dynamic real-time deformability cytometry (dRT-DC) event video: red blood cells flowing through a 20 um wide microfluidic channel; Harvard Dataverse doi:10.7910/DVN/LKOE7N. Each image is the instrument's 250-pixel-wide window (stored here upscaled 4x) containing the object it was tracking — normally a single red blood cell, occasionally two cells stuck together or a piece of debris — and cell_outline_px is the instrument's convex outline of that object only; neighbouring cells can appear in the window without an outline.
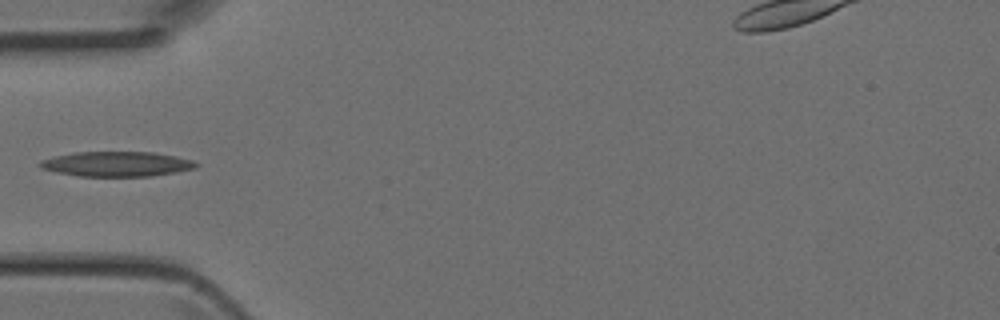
{"species": "Egyptian fruit bat (a non-hibernating species)", "species_latin": "Rousettus aegyptiacus", "temperature_condition": "room temperature", "stored_images_in_passage": 4, "camera_frame_rate_fps": 3000, "um_per_image_px": 0.085, "animal": {"sex": "female"}, "frame": {"image": 1, "passage_image": 4, "time_ms": 1.0, "image_size_px": [1000, 320], "cell_outline_px": [[200, 164], [196, 168], [176, 172], [152, 176], [80, 176], [56, 172], [40, 168], [36, 164], [40, 160], [72, 152], [152, 152], [176, 156], [192, 160]], "centroid_in_image_um": [9.91, 13.94], "position_along_channel_um": 75.1, "area_um2": 22.77}}